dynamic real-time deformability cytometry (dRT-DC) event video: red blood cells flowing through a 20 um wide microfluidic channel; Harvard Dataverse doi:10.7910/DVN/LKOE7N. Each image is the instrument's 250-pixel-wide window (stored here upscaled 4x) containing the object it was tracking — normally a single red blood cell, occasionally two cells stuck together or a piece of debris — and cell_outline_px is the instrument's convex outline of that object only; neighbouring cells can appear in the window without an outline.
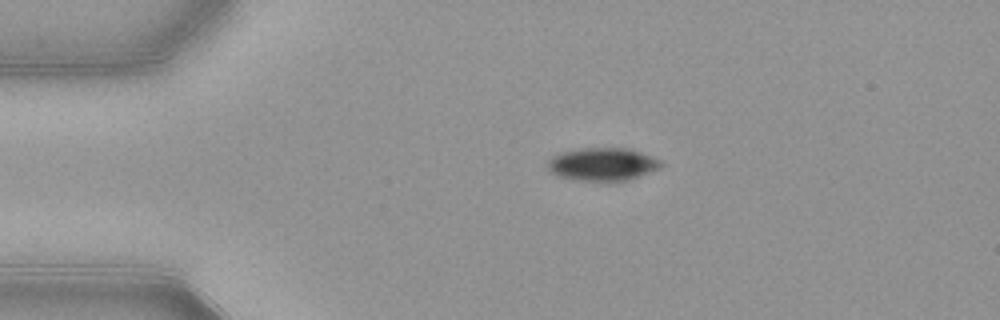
{"species": "common noctule bat (a hibernating species)", "species_latin": "Nyctalus noctula", "temperature_condition": "warm", "stored_images_in_passage": 36, "camera_frame_rate_fps": 3000, "um_per_image_px": 0.085, "animal": {"sex": "female", "body_mass_g": 21.9}, "frame": {"image": 1, "passage_image": 1, "time_ms": 0.0, "image_size_px": [1000, 320], "cell_outline_px": [[664, 164], [660, 168], [628, 180], [572, 180], [556, 176], [548, 172], [548, 160], [552, 156], [564, 152], [584, 148], [632, 148], [664, 160]], "centroid_in_image_um": [51.25, 13.95], "position_along_channel_um": 33.8, "area_um2": 21.96}}
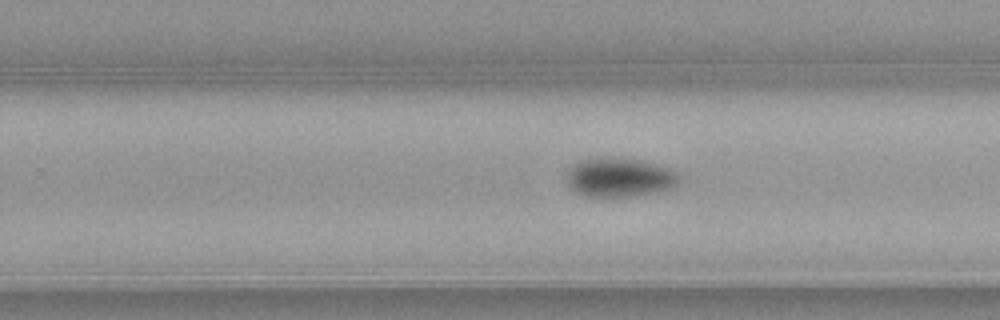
{"frame": {"image": 2, "passage_image": 23, "time_ms": 7.333, "image_size_px": [1000, 320], "cell_outline_px": [[680, 180], [672, 188], [656, 192], [608, 200], [580, 196], [568, 188], [568, 168], [572, 164], [580, 160], [616, 156], [640, 160], [672, 168], [680, 176]], "centroid_in_image_um": [52.61, 15.11], "position_along_channel_um": 277.2, "area_um2": 26.76}}
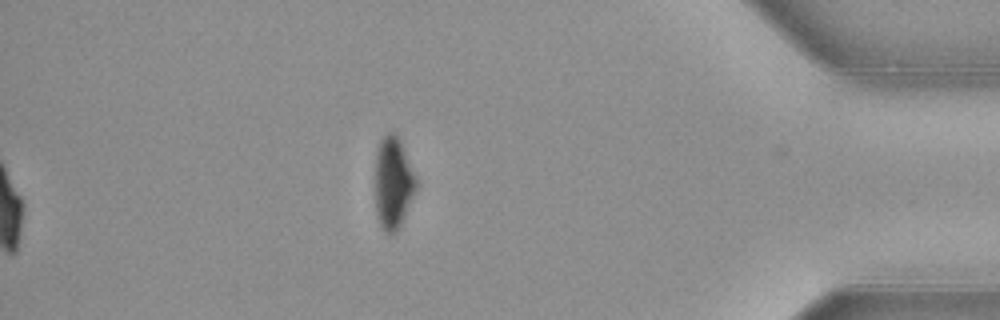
{"frame": {"image": 3, "passage_image": 36, "time_ms": 11.667, "image_size_px": [1000, 320], "cell_outline_px": [[416, 192], [400, 228], [396, 232], [384, 232], [376, 216], [376, 148], [380, 140], [388, 132], [392, 132], [400, 140], [416, 180]], "centroid_in_image_um": [33.41, 15.58], "position_along_channel_um": 401.8, "area_um2": 21.79}, "authors_computed_cell_mechanics": {"area_um2": 24.9118, "velocity_mm_per_s": 3.8953, "shape_relaxation_time_tau1_ms": 1.5897, "shape_relaxation_time_tau2_ms": null, "deformation_change_tau1": 0.1287, "deformation_change_tau2": null}}